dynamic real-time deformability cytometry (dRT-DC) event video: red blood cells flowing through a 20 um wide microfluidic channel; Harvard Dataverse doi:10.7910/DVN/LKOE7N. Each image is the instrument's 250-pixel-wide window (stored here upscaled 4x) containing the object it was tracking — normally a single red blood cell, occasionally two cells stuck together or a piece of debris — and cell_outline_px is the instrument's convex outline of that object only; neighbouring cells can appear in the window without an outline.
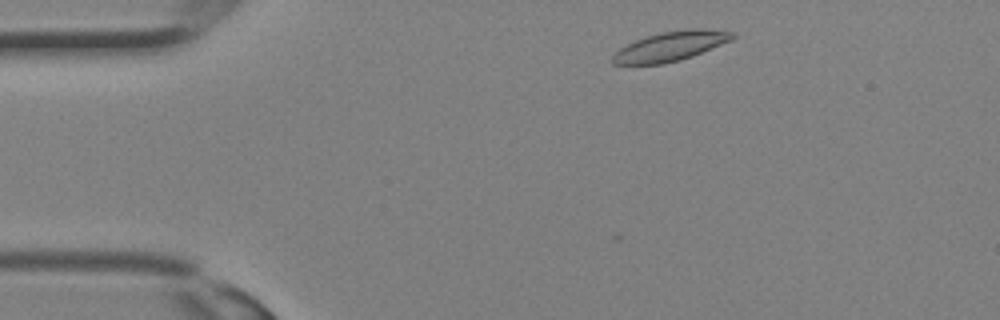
{"species": "Egyptian fruit bat (a non-hibernating species)", "species_latin": "Rousettus aegyptiacus", "temperature_condition": "room temperature", "stored_images_in_passage": 29, "camera_frame_rate_fps": 3000, "um_per_image_px": 0.085, "animal": {"sex": "female"}, "frame": {"image": 1, "passage_image": 2, "time_ms": 0.333, "image_size_px": [1000, 320], "cell_outline_px": [[736, 36], [732, 40], [692, 56], [680, 60], [664, 64], [612, 64], [612, 56], [620, 48], [636, 40], [660, 32], [692, 28], [700, 28], [736, 32]], "centroid_in_image_um": [57.04, 3.92], "position_along_channel_um": 28.0, "area_um2": 20.52}}
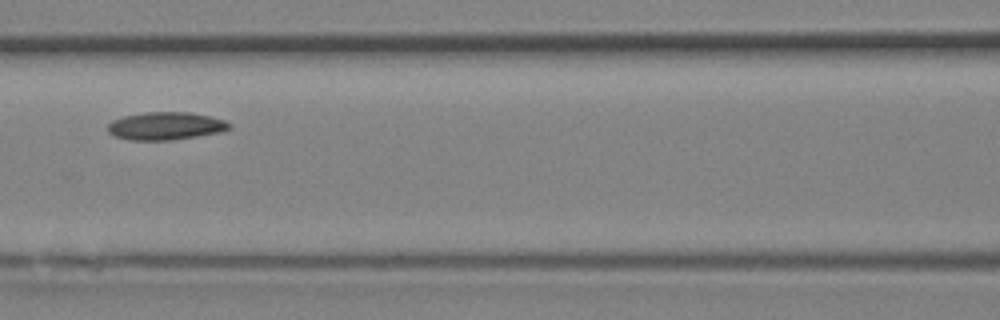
{"frame": {"image": 2, "passage_image": 11, "time_ms": 3.333, "image_size_px": [1000, 320], "cell_outline_px": [[232, 128], [220, 132], [172, 140], [128, 140], [112, 136], [108, 132], [108, 124], [112, 120], [124, 116], [144, 112], [192, 112], [224, 120], [232, 124]], "centroid_in_image_um": [14.06, 10.71], "position_along_channel_um": 152.5, "area_um2": 19.83}}
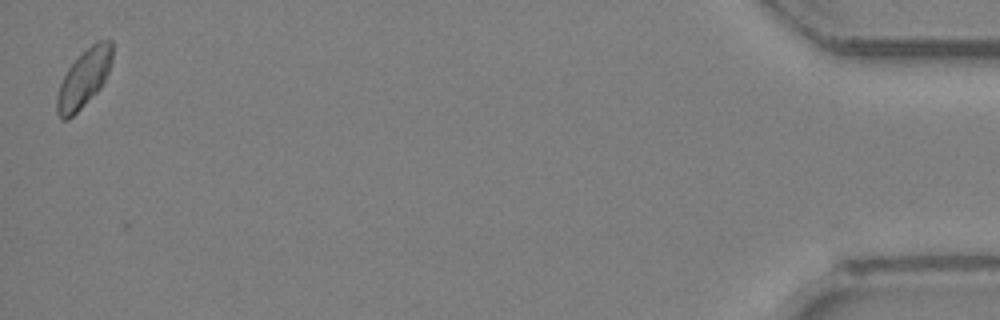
{"frame": {"image": 3, "passage_image": 29, "time_ms": 9.333, "image_size_px": [1000, 320], "cell_outline_px": [[112, 60], [108, 72], [100, 88], [68, 120], [60, 120], [56, 112], [56, 96], [60, 84], [68, 68], [96, 40], [112, 40]], "centroid_in_image_um": [7.11, 6.68], "position_along_channel_um": 428.1, "area_um2": 18.32}}